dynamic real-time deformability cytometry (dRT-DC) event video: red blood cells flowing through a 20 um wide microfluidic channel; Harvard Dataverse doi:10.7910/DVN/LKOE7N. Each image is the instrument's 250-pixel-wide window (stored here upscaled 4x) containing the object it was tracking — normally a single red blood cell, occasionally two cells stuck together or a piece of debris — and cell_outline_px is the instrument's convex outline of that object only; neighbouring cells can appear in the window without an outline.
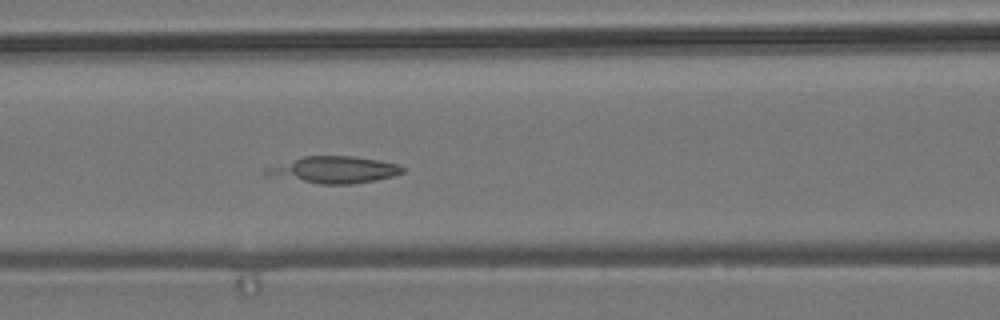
{"species": "common noctule bat (a hibernating species)", "species_latin": "Nyctalus noctula", "temperature_condition": "room temperature", "stored_images_in_passage": 5, "camera_frame_rate_fps": 3000, "um_per_image_px": 0.085, "animal": {"sex": "male", "body_mass_g": 19.2, "forearm_length_mm": 51.8}, "frame": {"image": 1, "passage_image": 5, "time_ms": 4.667, "image_size_px": [1000, 320], "cell_outline_px": [[404, 172], [392, 176], [376, 180], [352, 184], [320, 184], [264, 176], [264, 168], [304, 156], [356, 156], [380, 160], [400, 164], [404, 168]], "centroid_in_image_um": [28.37, 14.43], "position_along_channel_um": 138.2, "area_um2": 21.56}}